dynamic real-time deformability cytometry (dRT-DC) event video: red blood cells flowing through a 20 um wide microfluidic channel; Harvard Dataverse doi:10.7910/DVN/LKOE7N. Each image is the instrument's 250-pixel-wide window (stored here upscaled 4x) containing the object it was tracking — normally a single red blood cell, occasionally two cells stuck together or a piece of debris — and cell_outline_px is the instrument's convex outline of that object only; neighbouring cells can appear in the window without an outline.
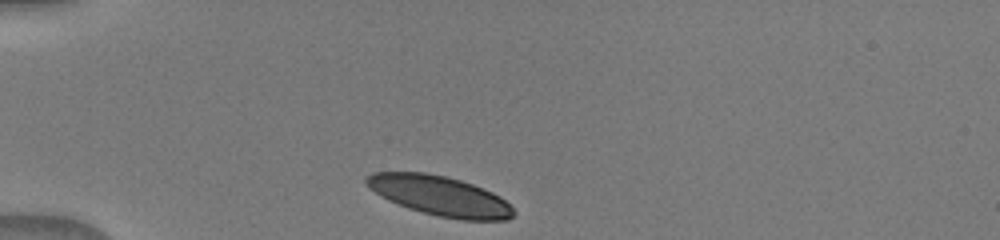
{"species": "human", "species_latin": "Homo sapiens", "temperature_condition": "warm", "stored_images_in_passage": 34, "camera_frame_rate_fps": 3000, "um_per_image_px": 0.085, "donor": {"sex": "male"}, "frame": {"image": 1, "passage_image": 1, "time_ms": 0.0, "image_size_px": [1000, 240], "cell_outline_px": [[516, 212], [508, 220], [460, 220], [440, 216], [408, 208], [388, 200], [380, 196], [368, 188], [364, 184], [364, 176], [372, 172], [428, 172], [460, 180], [472, 184], [492, 192], [500, 196]], "centroid_in_image_um": [37.33, 16.63], "position_along_channel_um": 47.7, "area_um2": 34.16}}
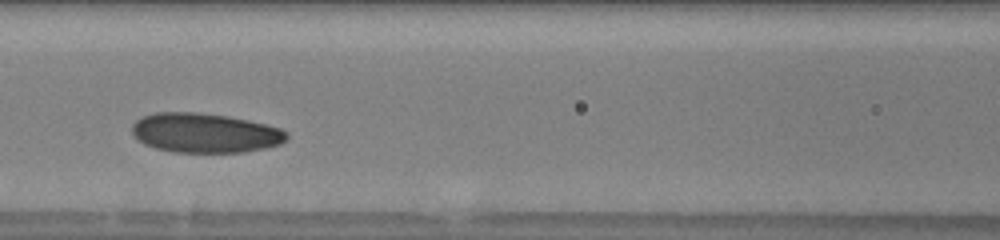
{"frame": {"image": 2, "passage_image": 11, "time_ms": 3.333, "image_size_px": [1000, 240], "cell_outline_px": [[288, 136], [280, 144], [264, 148], [244, 152], [172, 152], [156, 148], [144, 144], [136, 140], [132, 132], [132, 124], [140, 116], [156, 112], [200, 112], [228, 116], [248, 120], [280, 128], [288, 132]], "centroid_in_image_um": [17.37, 11.29], "position_along_channel_um": 149.2, "area_um2": 35.84}}
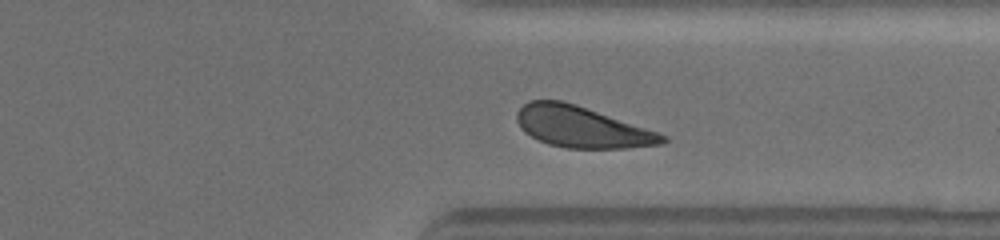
{"frame": {"image": 3, "passage_image": 27, "time_ms": 8.667, "image_size_px": [1000, 240], "cell_outline_px": [[668, 140], [664, 144], [628, 148], [568, 148], [548, 144], [524, 132], [516, 120], [516, 112], [524, 104], [532, 100], [560, 100], [576, 104], [660, 132], [668, 136]], "centroid_in_image_um": [49.5, 10.79], "position_along_channel_um": 361.9, "area_um2": 35.03}}